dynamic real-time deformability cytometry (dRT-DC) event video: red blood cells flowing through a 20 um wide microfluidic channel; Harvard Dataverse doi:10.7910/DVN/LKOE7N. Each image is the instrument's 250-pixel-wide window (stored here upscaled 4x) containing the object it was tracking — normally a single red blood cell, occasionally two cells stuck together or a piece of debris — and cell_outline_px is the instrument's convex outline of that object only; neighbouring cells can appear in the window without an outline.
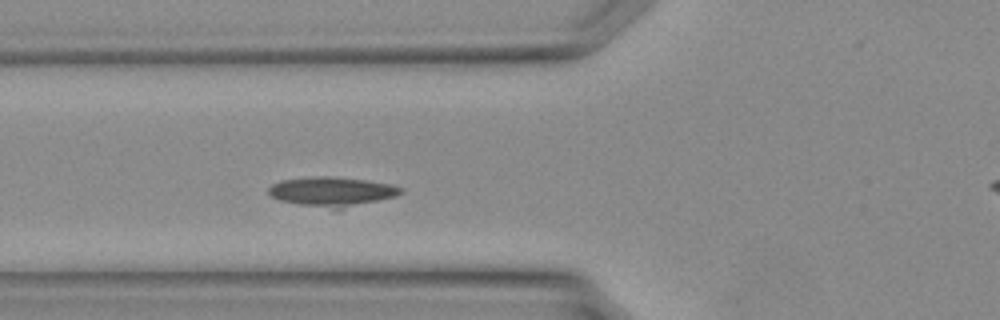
{"species": "Egyptian fruit bat (a non-hibernating species)", "species_latin": "Rousettus aegyptiacus", "temperature_condition": "warm", "stored_images_in_passage": 31, "camera_frame_rate_fps": 3000, "um_per_image_px": 0.085, "animal": {"sex": "female"}, "frame": {"image": 1, "passage_image": 7, "time_ms": 2.0, "image_size_px": [1000, 320], "cell_outline_px": [[404, 192], [396, 196], [340, 212], [280, 200], [272, 196], [268, 192], [268, 188], [272, 184], [280, 180], [320, 176], [328, 176], [364, 180], [392, 184], [404, 188]], "centroid_in_image_um": [28.29, 16.33], "position_along_channel_um": 97.5, "area_um2": 23.35}}
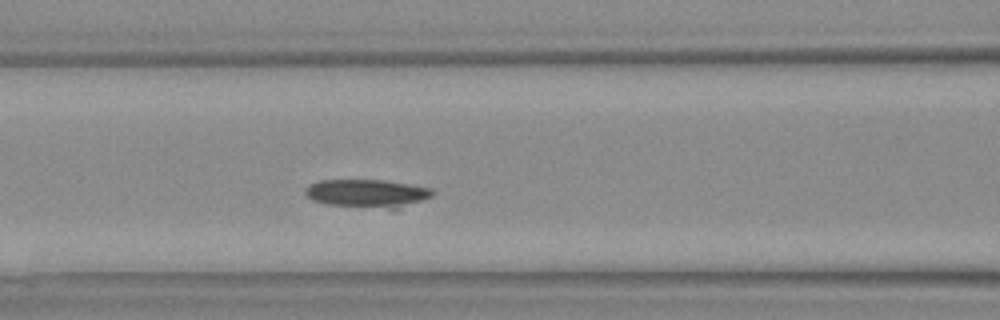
{"frame": {"image": 2, "passage_image": 9, "time_ms": 2.667, "image_size_px": [1000, 320], "cell_outline_px": [[436, 192], [432, 196], [400, 208], [392, 208], [328, 204], [312, 200], [304, 192], [304, 188], [308, 184], [320, 180], [384, 180], [432, 188]], "centroid_in_image_um": [31.2, 16.41], "position_along_channel_um": 135.4, "area_um2": 20.58}}